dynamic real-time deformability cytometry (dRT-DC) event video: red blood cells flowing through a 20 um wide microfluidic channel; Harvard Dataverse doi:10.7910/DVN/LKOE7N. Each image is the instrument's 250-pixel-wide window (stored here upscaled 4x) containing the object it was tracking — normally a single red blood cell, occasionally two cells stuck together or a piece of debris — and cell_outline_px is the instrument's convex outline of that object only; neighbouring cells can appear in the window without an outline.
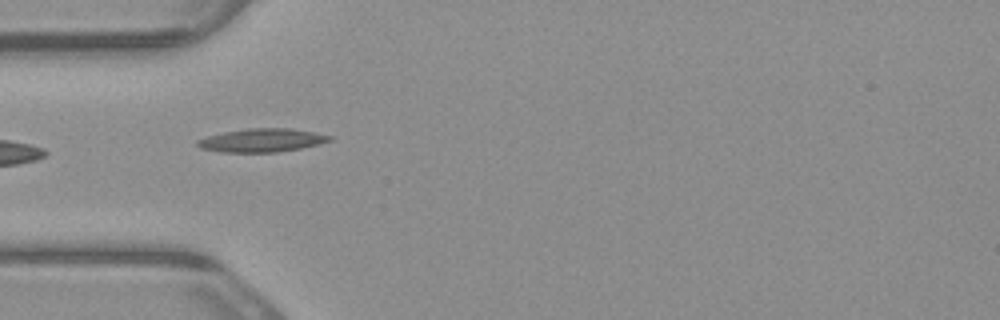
{"species": "common noctule bat (a hibernating species)", "species_latin": "Nyctalus noctula", "temperature_condition": "warm", "stored_images_in_passage": 8, "camera_frame_rate_fps": 3000, "um_per_image_px": 0.085, "animal": {"sex": "male", "body_mass_g": 23.1, "forearm_length_mm": 52.7}, "frame": {"image": 1, "passage_image": 4, "time_ms": 1.0, "image_size_px": [1000, 320], "cell_outline_px": [[332, 140], [320, 144], [300, 148], [276, 152], [220, 152], [200, 148], [196, 144], [196, 140], [208, 136], [224, 132], [248, 128], [292, 128], [332, 136]], "centroid_in_image_um": [22.25, 11.92], "position_along_channel_um": 62.8, "area_um2": 17.98}}
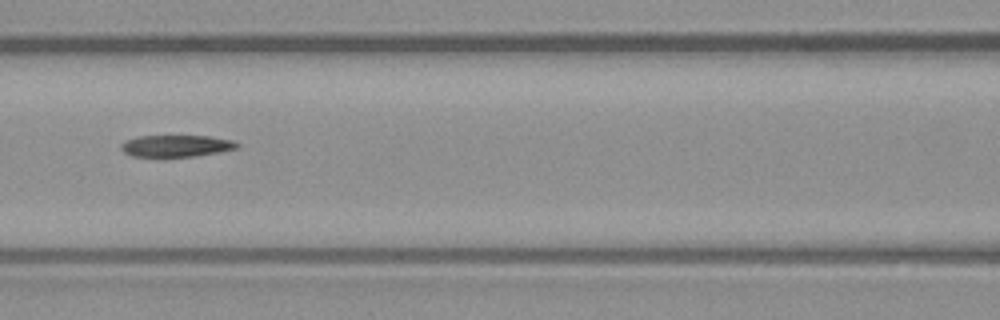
{"frame": {"image": 2, "passage_image": 6, "time_ms": 1.667, "image_size_px": [1000, 320], "cell_outline_px": [[240, 144], [236, 148], [216, 152], [192, 156], [132, 156], [124, 152], [120, 148], [120, 144], [124, 140], [136, 136], [208, 136], [232, 140]], "centroid_in_image_um": [14.91, 12.38], "position_along_channel_um": 151.7, "area_um2": 14.51}}
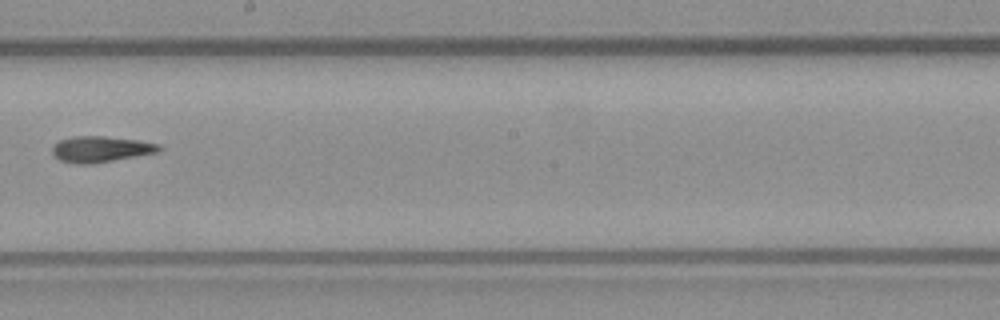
{"frame": {"image": 3, "passage_image": 8, "time_ms": 2.333, "image_size_px": [1000, 320], "cell_outline_px": [[164, 148], [156, 152], [136, 156], [92, 164], [72, 164], [60, 160], [52, 156], [52, 144], [60, 140], [72, 136], [104, 136], [136, 140], [160, 144]], "centroid_in_image_um": [8.5, 12.68], "position_along_channel_um": 239.7, "area_um2": 16.3}}